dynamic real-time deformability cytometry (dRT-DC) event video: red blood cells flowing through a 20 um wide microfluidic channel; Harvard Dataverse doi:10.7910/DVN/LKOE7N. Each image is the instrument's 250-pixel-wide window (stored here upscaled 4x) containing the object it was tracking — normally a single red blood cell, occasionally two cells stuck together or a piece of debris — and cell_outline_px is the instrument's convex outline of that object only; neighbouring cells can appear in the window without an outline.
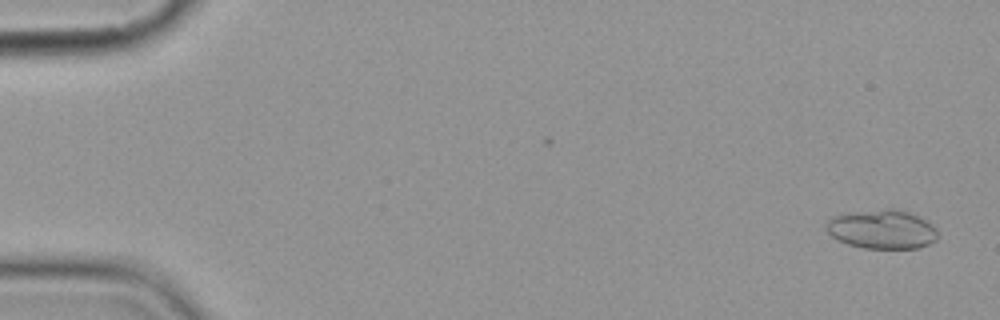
{"species": "common noctule bat (a hibernating species)", "species_latin": "Nyctalus noctula", "temperature_condition": "cold", "stored_images_in_passage": 2, "camera_frame_rate_fps": 3000, "um_per_image_px": 0.085, "animal": {"sex": "female", "body_mass_g": 19.9}, "frame": {"image": 1, "passage_image": 2, "time_ms": 1.0, "image_size_px": [1000, 320], "cell_outline_px": [[940, 236], [936, 240], [920, 248], [864, 248], [848, 244], [836, 240], [824, 228], [824, 224], [832, 216], [848, 212], [884, 208], [892, 208], [908, 212], [920, 216], [932, 224], [936, 228]], "centroid_in_image_um": [74.96, 19.47], "position_along_channel_um": 10.0, "area_um2": 25.89}}